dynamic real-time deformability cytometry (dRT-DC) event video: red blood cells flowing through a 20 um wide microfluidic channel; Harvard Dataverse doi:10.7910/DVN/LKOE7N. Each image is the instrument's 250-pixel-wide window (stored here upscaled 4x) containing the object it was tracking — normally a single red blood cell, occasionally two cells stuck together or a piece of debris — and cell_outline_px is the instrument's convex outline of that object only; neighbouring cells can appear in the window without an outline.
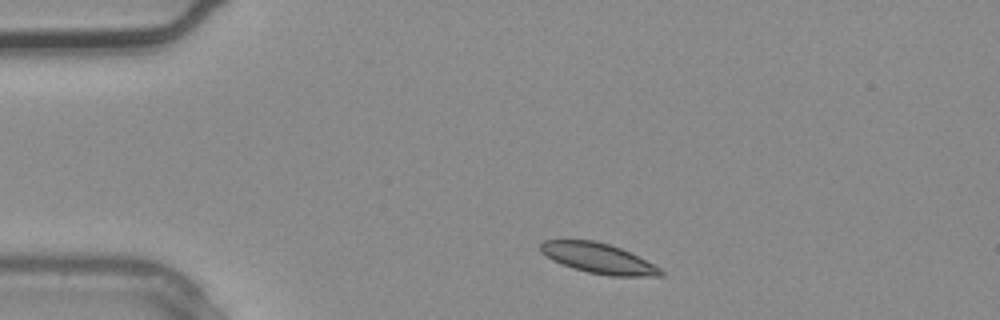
{"species": "common noctule bat (a hibernating species)", "species_latin": "Nyctalus noctula", "temperature_condition": "warm", "stored_images_in_passage": 2, "camera_frame_rate_fps": 3000, "um_per_image_px": 0.085, "animal": {"sex": "male", "body_mass_g": 20.4}, "frame": {"image": 1, "passage_image": 1, "time_ms": 0.0, "image_size_px": [1000, 320], "cell_outline_px": [[664, 276], [608, 276], [588, 272], [572, 268], [552, 260], [540, 252], [540, 244], [544, 240], [592, 240], [608, 244], [620, 248], [660, 268], [664, 272]], "centroid_in_image_um": [50.82, 21.96], "position_along_channel_um": 34.2, "area_um2": 20.92}}
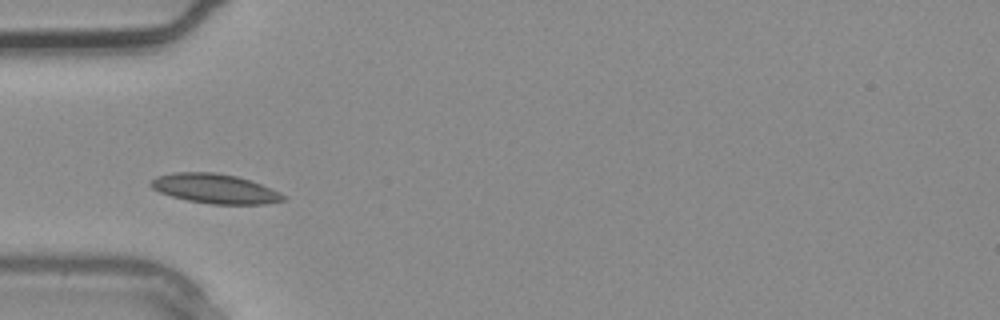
{"frame": {"image": 2, "passage_image": 2, "time_ms": 0.333, "image_size_px": [1000, 320], "cell_outline_px": [[284, 200], [264, 204], [212, 204], [188, 200], [172, 196], [160, 192], [152, 188], [148, 184], [156, 176], [172, 172], [216, 172], [236, 176], [260, 184], [280, 192], [284, 196]], "centroid_in_image_um": [18.23, 16.02], "position_along_channel_um": 66.8, "area_um2": 22.6}}